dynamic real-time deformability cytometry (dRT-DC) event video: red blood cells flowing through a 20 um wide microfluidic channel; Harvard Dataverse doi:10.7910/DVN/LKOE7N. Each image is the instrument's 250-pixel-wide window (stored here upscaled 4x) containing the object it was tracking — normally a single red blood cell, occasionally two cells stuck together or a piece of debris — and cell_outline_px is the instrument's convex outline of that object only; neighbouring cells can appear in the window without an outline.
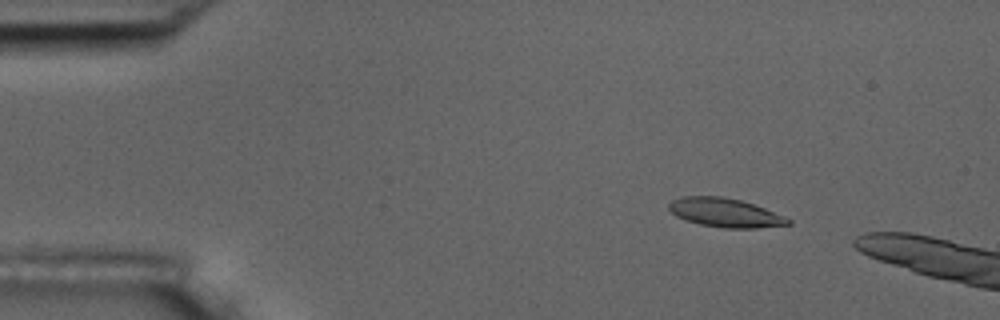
{"species": "common noctule bat (a hibernating species)", "species_latin": "Nyctalus noctula", "temperature_condition": "room temperature", "stored_images_in_passage": 3, "camera_frame_rate_fps": 3000, "um_per_image_px": 0.085, "animal": {"sex": "male", "body_mass_g": 17.5, "forearm_length_mm": 52.3}, "frame": {"image": 1, "passage_image": 2, "time_ms": 1.0, "image_size_px": [1000, 320], "cell_outline_px": [[792, 224], [756, 228], [724, 228], [700, 224], [676, 216], [668, 208], [668, 204], [672, 200], [684, 196], [720, 196], [740, 200], [764, 208], [792, 220]], "centroid_in_image_um": [61.63, 18.08], "position_along_channel_um": 23.4, "area_um2": 19.83}}